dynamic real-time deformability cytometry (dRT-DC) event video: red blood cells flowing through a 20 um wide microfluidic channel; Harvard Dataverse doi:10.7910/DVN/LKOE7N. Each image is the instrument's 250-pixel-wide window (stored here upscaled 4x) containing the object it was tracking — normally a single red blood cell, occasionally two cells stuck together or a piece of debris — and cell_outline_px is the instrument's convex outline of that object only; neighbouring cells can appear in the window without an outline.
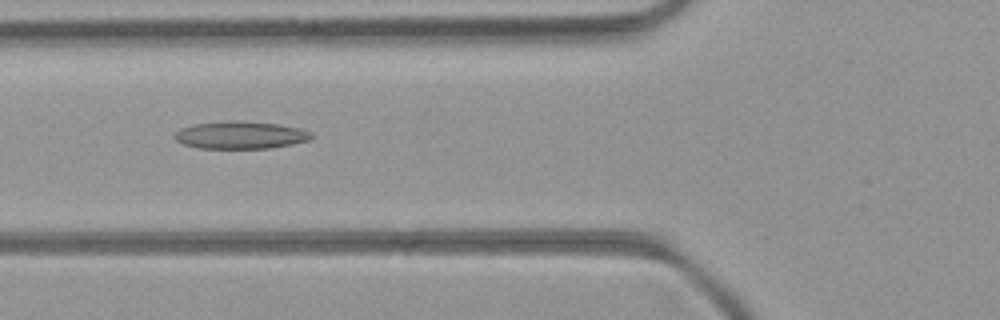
{"species": "common noctule bat (a hibernating species)", "species_latin": "Nyctalus noctula", "temperature_condition": "room temperature", "stored_images_in_passage": 50, "camera_frame_rate_fps": 3000, "um_per_image_px": 0.085, "animal": {"sex": "female", "body_mass_g": 21.9}, "frame": {"image": 1, "passage_image": 19, "time_ms": 6.0, "image_size_px": [1000, 320], "cell_outline_px": [[312, 136], [308, 140], [292, 144], [268, 148], [200, 148], [184, 144], [176, 140], [172, 136], [180, 128], [192, 124], [228, 120], [232, 120], [280, 124], [300, 128], [312, 132]], "centroid_in_image_um": [20.42, 11.47], "position_along_channel_um": 105.4, "area_um2": 21.96}}
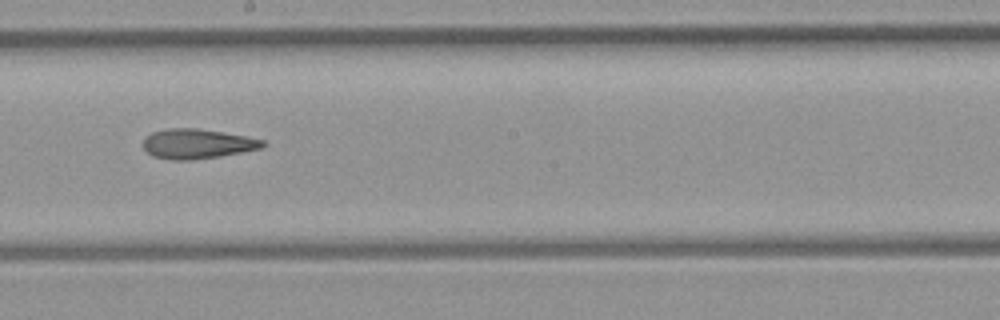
{"frame": {"image": 2, "passage_image": 28, "time_ms": 9.0, "image_size_px": [1000, 320], "cell_outline_px": [[268, 144], [260, 148], [220, 156], [192, 160], [172, 160], [152, 156], [144, 148], [144, 140], [152, 132], [168, 128], [196, 128], [224, 132], [248, 136], [264, 140]], "centroid_in_image_um": [16.79, 12.22], "position_along_channel_um": 231.4, "area_um2": 20.69}}
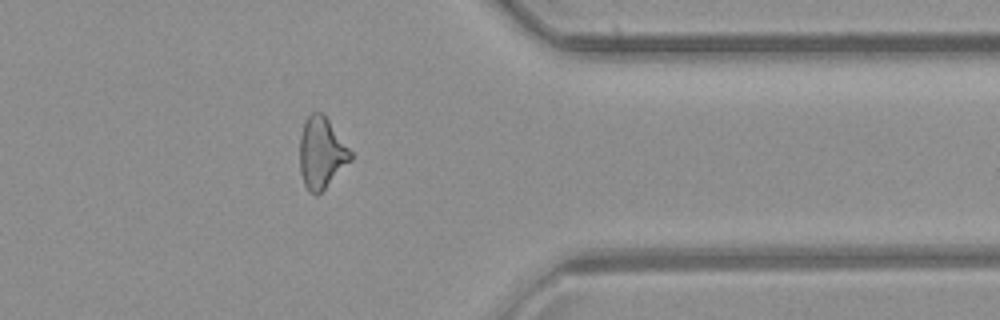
{"frame": {"image": 3, "passage_image": 40, "time_ms": 13.0, "image_size_px": [1000, 320], "cell_outline_px": [[352, 160], [316, 196], [308, 192], [304, 184], [300, 172], [300, 136], [304, 124], [308, 116], [312, 112], [320, 112], [328, 120], [352, 152]], "centroid_in_image_um": [27.31, 13.02], "position_along_channel_um": 384.1, "area_um2": 20.81}, "authors_computed_cell_mechanics": {"area_um2": 21.3571, "velocity_mm_per_s": 4.1853, "shape_relaxation_time_tau1_ms": null, "shape_relaxation_time_tau2_ms": 3.0343, "deformation_change_tau1": null, "deformation_change_tau2": 0.1347}}